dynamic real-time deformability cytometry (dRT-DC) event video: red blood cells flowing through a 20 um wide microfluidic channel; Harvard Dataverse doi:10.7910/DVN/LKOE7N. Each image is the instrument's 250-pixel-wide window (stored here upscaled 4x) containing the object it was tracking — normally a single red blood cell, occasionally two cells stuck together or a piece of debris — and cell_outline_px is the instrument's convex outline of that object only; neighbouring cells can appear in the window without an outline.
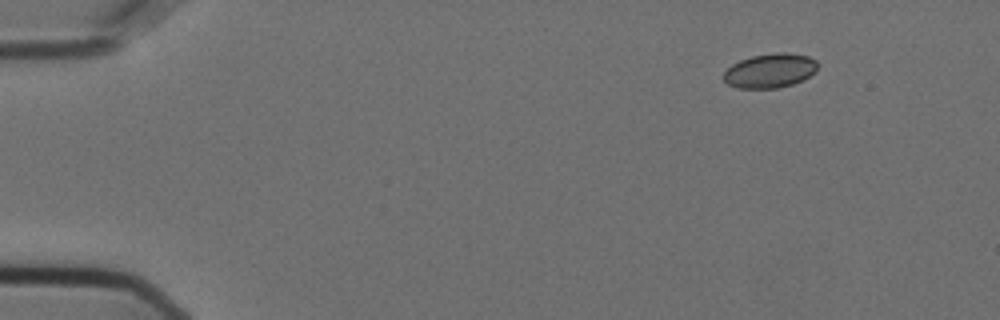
{"species": "Egyptian fruit bat (a non-hibernating species)", "species_latin": "Rousettus aegyptiacus", "temperature_condition": "cold", "stored_images_in_passage": 51, "camera_frame_rate_fps": 3000, "um_per_image_px": 0.085, "animal": {"sex": "female"}, "frame": {"image": 1, "passage_image": 1, "time_ms": 0.0, "image_size_px": [1000, 320], "cell_outline_px": [[816, 72], [792, 84], [776, 88], [736, 88], [728, 84], [724, 80], [724, 72], [732, 64], [740, 60], [752, 56], [776, 52], [788, 52], [808, 56], [816, 60]], "centroid_in_image_um": [65.44, 6.0], "position_along_channel_um": 19.6, "area_um2": 18.67}}
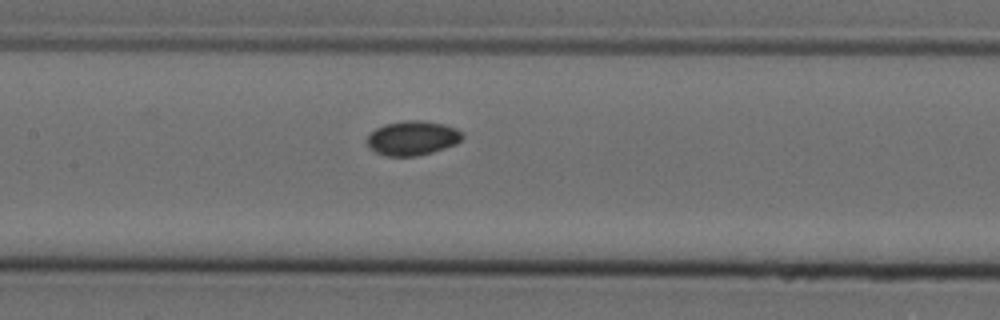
{"frame": {"image": 2, "passage_image": 22, "time_ms": 7.0, "image_size_px": [1000, 320], "cell_outline_px": [[464, 136], [456, 144], [432, 152], [416, 156], [384, 156], [368, 148], [364, 140], [376, 128], [384, 124], [408, 120], [420, 120], [444, 124], [456, 128], [464, 132]], "centroid_in_image_um": [35.04, 11.74], "position_along_channel_um": 172.4, "area_um2": 19.31}}
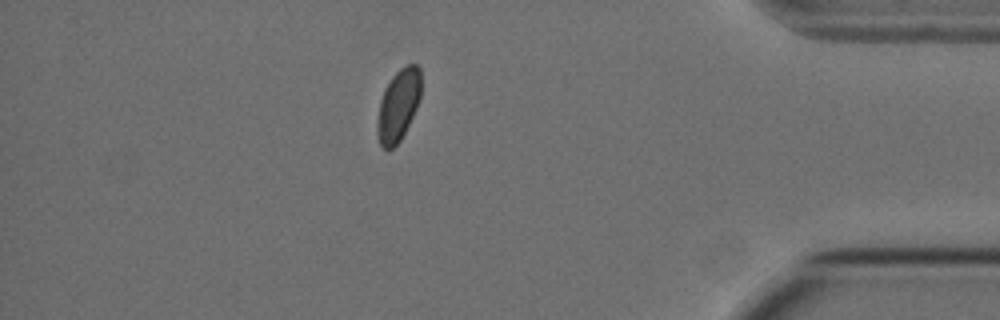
{"frame": {"image": 3, "passage_image": 44, "time_ms": 14.333, "image_size_px": [1000, 320], "cell_outline_px": [[420, 96], [416, 108], [400, 140], [392, 148], [384, 148], [380, 144], [376, 132], [376, 124], [380, 100], [384, 88], [392, 76], [404, 64], [416, 64], [420, 68]], "centroid_in_image_um": [33.83, 8.91], "position_along_channel_um": 401.4, "area_um2": 18.15}}